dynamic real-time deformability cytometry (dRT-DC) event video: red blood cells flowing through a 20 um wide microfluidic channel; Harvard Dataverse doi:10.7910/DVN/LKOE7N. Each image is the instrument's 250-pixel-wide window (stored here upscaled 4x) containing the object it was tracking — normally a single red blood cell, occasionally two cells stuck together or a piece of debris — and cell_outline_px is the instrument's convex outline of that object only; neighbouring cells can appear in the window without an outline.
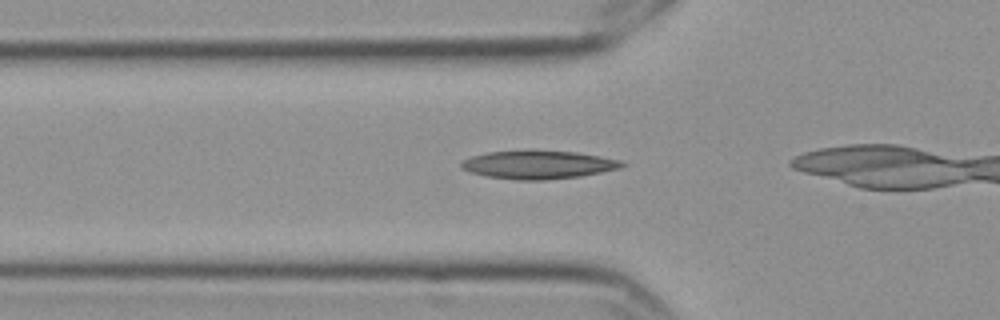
{"species": "Egyptian fruit bat (a non-hibernating species)", "species_latin": "Rousettus aegyptiacus", "temperature_condition": "cold", "stored_images_in_passage": 13, "camera_frame_rate_fps": 3000, "um_per_image_px": 0.085, "frame": {"image": 1, "passage_image": 8, "time_ms": 2.333, "image_size_px": [1000, 320], "cell_outline_px": [[628, 164], [620, 168], [580, 176], [544, 180], [516, 180], [484, 176], [468, 172], [460, 168], [460, 164], [464, 160], [472, 156], [488, 152], [528, 148], [532, 148], [576, 152], [600, 156], [620, 160]], "centroid_in_image_um": [45.71, 13.97], "position_along_channel_um": 80.1, "area_um2": 27.28}}
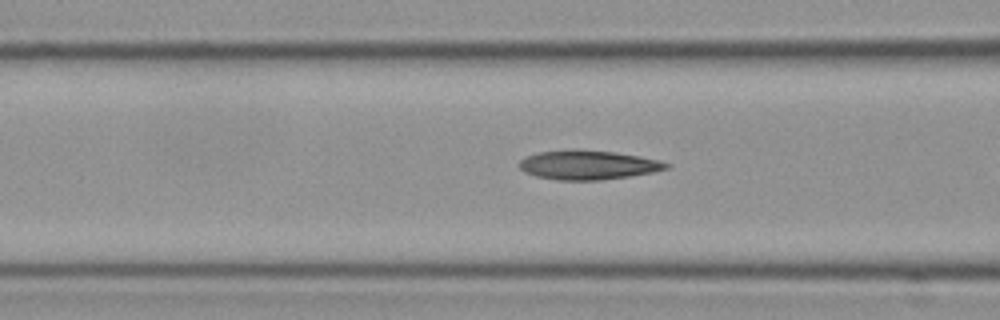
{"frame": {"image": 2, "passage_image": 11, "time_ms": 3.333, "image_size_px": [1000, 320], "cell_outline_px": [[672, 164], [668, 168], [652, 172], [628, 176], [600, 180], [560, 180], [536, 176], [524, 172], [520, 168], [520, 160], [524, 156], [540, 152], [572, 148], [616, 152], [640, 156], [660, 160]], "centroid_in_image_um": [49.98, 14.0], "position_along_channel_um": 116.6, "area_um2": 25.2}}